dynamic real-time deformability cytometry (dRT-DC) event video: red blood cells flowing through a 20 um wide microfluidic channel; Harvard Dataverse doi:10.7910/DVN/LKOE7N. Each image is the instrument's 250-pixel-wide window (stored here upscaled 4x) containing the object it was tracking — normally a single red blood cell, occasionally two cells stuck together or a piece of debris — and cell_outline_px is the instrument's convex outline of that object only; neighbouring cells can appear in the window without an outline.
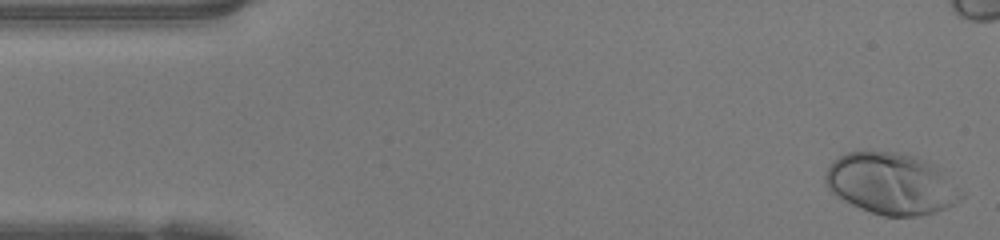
{"species": "human", "species_latin": "Homo sapiens", "temperature_condition": "warm", "stored_images_in_passage": 47, "camera_frame_rate_fps": 3000, "um_per_image_px": 0.085, "donor": {"sex": "female"}, "frame": {"image": 1, "passage_image": 1, "time_ms": 0.0, "image_size_px": [1000, 240], "cell_outline_px": [[964, 196], [956, 204], [936, 212], [916, 216], [884, 216], [860, 208], [844, 200], [832, 192], [824, 184], [824, 176], [832, 160], [848, 152], [896, 152], [916, 156], [944, 168], [964, 192]], "centroid_in_image_um": [75.83, 15.61], "position_along_channel_um": 9.2, "area_um2": 49.19}}
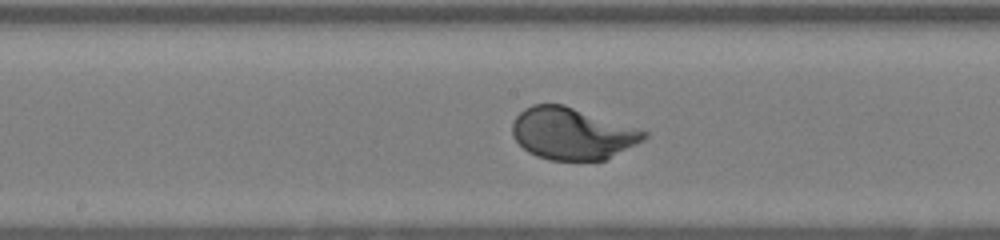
{"frame": {"image": 2, "passage_image": 23, "time_ms": 7.333, "image_size_px": [1000, 240], "cell_outline_px": [[648, 136], [644, 140], [604, 160], [548, 160], [536, 156], [528, 152], [516, 140], [512, 132], [512, 120], [524, 108], [532, 104], [564, 104], [648, 132]], "centroid_in_image_um": [48.6, 11.35], "position_along_channel_um": 199.6, "area_um2": 39.59}}
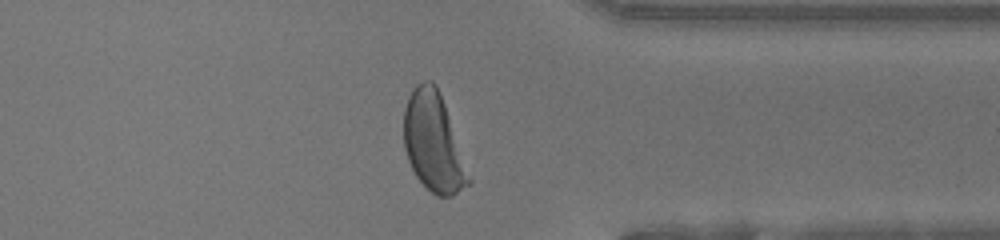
{"frame": {"image": 3, "passage_image": 36, "time_ms": 11.667, "image_size_px": [1000, 240], "cell_outline_px": [[472, 184], [452, 196], [436, 196], [416, 176], [408, 160], [404, 148], [404, 108], [408, 96], [412, 88], [416, 84], [424, 80], [432, 80], [436, 84], [444, 104], [472, 180]], "centroid_in_image_um": [36.84, 12.1], "position_along_channel_um": 374.6, "area_um2": 37.17}, "authors_computed_cell_mechanics": {"area_um2": 40.2866, "velocity_mm_per_s": 4.2019, "shape_relaxation_time_tau1_ms": 2.064, "shape_relaxation_time_tau2_ms": null, "deformation_change_tau1": 0.1708, "deformation_change_tau2": null}}